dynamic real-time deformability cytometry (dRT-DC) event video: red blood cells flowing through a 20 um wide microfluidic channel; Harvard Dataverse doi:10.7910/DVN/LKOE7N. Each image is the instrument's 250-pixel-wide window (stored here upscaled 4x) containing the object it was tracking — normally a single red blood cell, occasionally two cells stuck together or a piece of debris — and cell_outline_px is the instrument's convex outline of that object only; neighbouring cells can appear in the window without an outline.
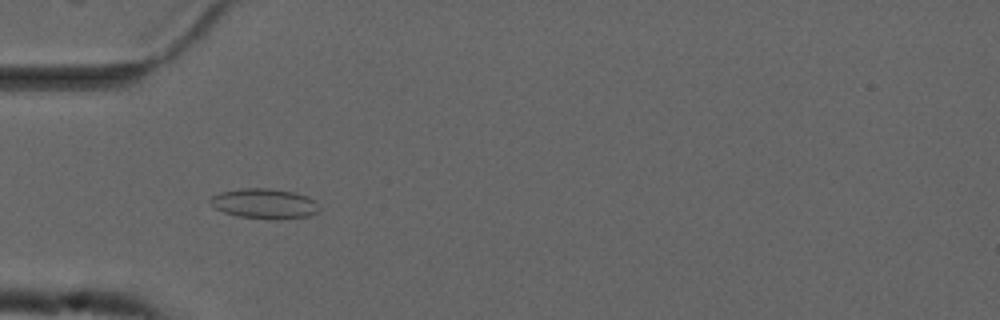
{"species": "common noctule bat (a hibernating species)", "species_latin": "Nyctalus noctula", "temperature_condition": "cold", "stored_images_in_passage": 39, "camera_frame_rate_fps": 3000, "um_per_image_px": 0.085, "animal": {"sex": "male", "forearm_length_mm": 52.5}, "frame": {"image": 1, "passage_image": 3, "time_ms": 0.667, "image_size_px": [1000, 320], "cell_outline_px": [[320, 208], [316, 212], [308, 216], [280, 220], [276, 220], [236, 216], [224, 212], [216, 208], [208, 200], [212, 196], [220, 192], [240, 188], [268, 188], [296, 192], [308, 196], [316, 200]], "centroid_in_image_um": [22.51, 17.31], "position_along_channel_um": 62.5, "area_um2": 19.36}}